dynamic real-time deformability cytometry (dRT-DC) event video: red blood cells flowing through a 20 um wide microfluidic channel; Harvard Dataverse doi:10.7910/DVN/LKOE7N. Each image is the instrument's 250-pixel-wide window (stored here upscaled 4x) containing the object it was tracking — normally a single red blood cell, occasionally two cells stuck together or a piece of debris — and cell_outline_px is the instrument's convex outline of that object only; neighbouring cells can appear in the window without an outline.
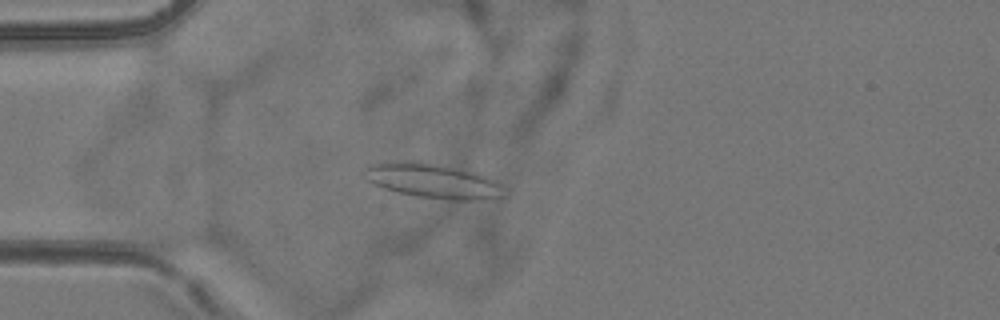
{"species": "common noctule bat (a hibernating species)", "species_latin": "Nyctalus noctula", "temperature_condition": "room temperature", "stored_images_in_passage": 6, "camera_frame_rate_fps": 3000, "um_per_image_px": 0.085, "animal": {"sex": "female", "body_mass_g": 24.6, "forearm_length_mm": 56.2}, "frame": {"image": 1, "passage_image": 5, "time_ms": 4.667, "image_size_px": [1000, 320], "cell_outline_px": [[504, 196], [500, 200], [448, 200], [416, 196], [396, 192], [372, 184], [360, 172], [368, 164], [384, 160], [420, 160], [480, 172], [492, 180], [496, 184]], "centroid_in_image_um": [36.69, 15.34], "position_along_channel_um": 48.3, "area_um2": 29.19}}